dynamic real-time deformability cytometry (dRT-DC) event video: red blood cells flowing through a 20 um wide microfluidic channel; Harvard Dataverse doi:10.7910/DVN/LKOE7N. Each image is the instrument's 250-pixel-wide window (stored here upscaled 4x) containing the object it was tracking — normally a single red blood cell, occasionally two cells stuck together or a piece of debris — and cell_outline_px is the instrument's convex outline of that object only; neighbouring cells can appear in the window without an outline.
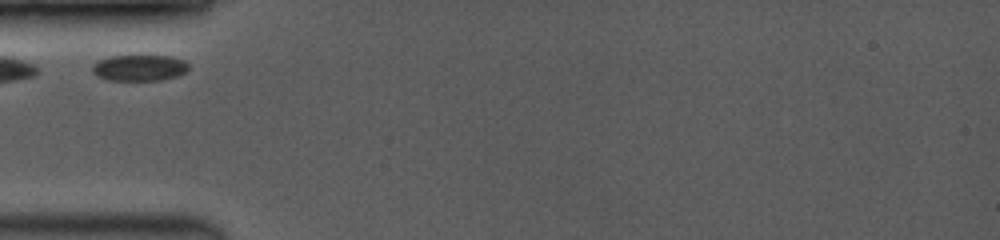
{"species": "common noctule bat (a hibernating species)", "species_latin": "Nyctalus noctula", "temperature_condition": "room temperature", "stored_images_in_passage": 17, "camera_frame_rate_fps": 3500, "um_per_image_px": 0.085, "animal": {"sex": "female", "body_mass_g": 19.0, "forearm_length_mm": 53.3}, "frame": {"image": 1, "passage_image": 1, "time_ms": 0.0, "image_size_px": [1000, 240], "cell_outline_px": [[188, 72], [176, 76], [160, 80], [108, 80], [96, 76], [92, 72], [92, 64], [108, 56], [168, 56], [184, 60], [188, 64]], "centroid_in_image_um": [11.83, 5.77], "position_along_channel_um": 73.2, "area_um2": 14.68}}